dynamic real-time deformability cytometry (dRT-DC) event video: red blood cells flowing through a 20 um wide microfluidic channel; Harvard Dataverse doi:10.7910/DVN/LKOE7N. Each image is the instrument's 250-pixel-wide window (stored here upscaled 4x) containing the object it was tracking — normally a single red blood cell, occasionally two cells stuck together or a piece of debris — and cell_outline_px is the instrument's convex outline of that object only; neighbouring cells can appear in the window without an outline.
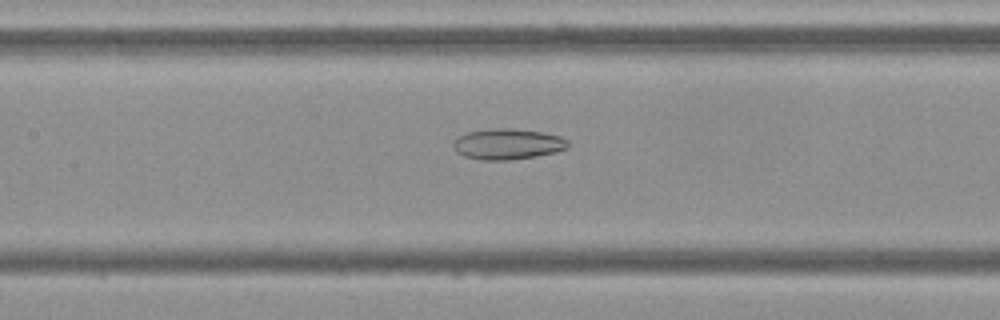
{"species": "Egyptian fruit bat (a non-hibernating species)", "species_latin": "Rousettus aegyptiacus", "temperature_condition": "cold", "stored_images_in_passage": 54, "camera_frame_rate_fps": 3000, "um_per_image_px": 0.085, "frame": {"image": 1, "passage_image": 25, "time_ms": 8.0, "image_size_px": [1000, 320], "cell_outline_px": [[568, 148], [556, 152], [536, 156], [508, 160], [480, 160], [464, 156], [456, 152], [452, 144], [460, 136], [468, 132], [496, 128], [512, 128], [544, 132], [560, 136], [568, 140]], "centroid_in_image_um": [43.17, 12.25], "position_along_channel_um": 164.2, "area_um2": 20.58}}
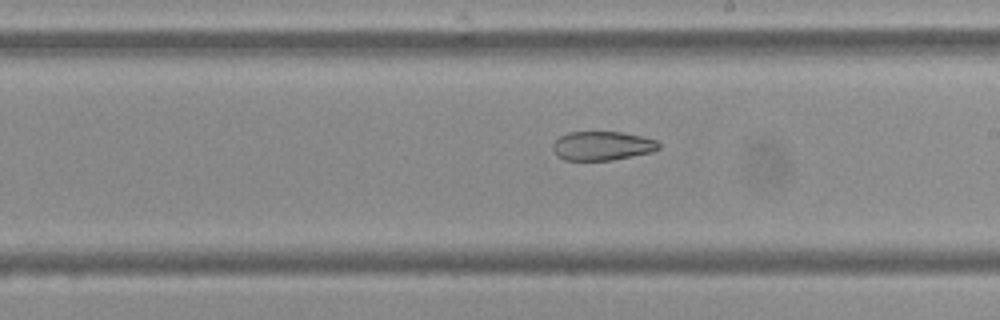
{"frame": {"image": 2, "passage_image": 31, "time_ms": 10.0, "image_size_px": [1000, 320], "cell_outline_px": [[660, 148], [652, 152], [612, 160], [564, 160], [556, 156], [552, 148], [552, 144], [560, 136], [568, 132], [620, 132], [640, 136], [656, 140], [660, 144]], "centroid_in_image_um": [51.16, 12.4], "position_along_channel_um": 237.8, "area_um2": 17.92}}
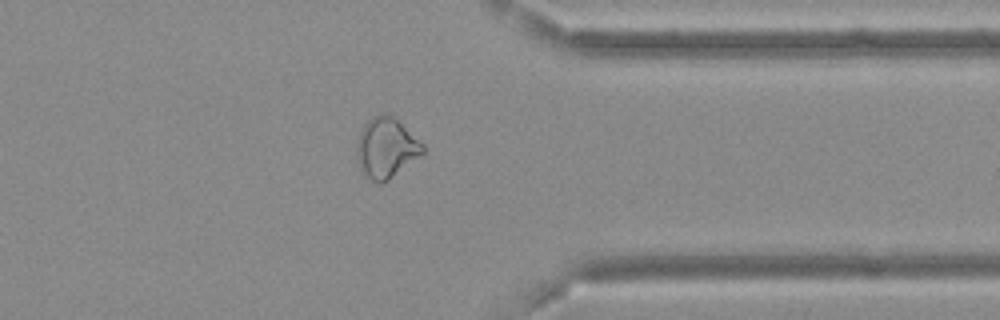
{"frame": {"image": 3, "passage_image": 43, "time_ms": 14.0, "image_size_px": [1000, 320], "cell_outline_px": [[424, 152], [420, 156], [388, 180], [380, 184], [372, 180], [360, 168], [356, 160], [356, 144], [360, 132], [364, 124], [372, 116], [384, 112], [392, 112], [424, 144]], "centroid_in_image_um": [32.83, 12.5], "position_along_channel_um": 378.6, "area_um2": 23.58}, "authors_computed_cell_mechanics": {"area_um2": 24.5072, "velocity_mm_per_s": 3.6935, "shape_relaxation_time_tau1_ms": null, "shape_relaxation_time_tau2_ms": 6.0558, "deformation_change_tau1": null, "deformation_change_tau2": 0.1361}}